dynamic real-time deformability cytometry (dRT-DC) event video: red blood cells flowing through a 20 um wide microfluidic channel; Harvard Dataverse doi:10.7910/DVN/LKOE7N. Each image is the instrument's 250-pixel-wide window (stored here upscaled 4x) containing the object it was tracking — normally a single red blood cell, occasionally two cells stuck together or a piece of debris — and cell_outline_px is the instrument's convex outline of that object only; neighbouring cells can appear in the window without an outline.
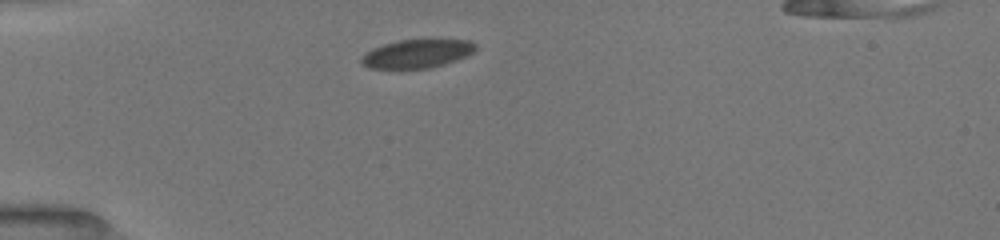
{"species": "common noctule bat (a hibernating species)", "species_latin": "Nyctalus noctula", "temperature_condition": "room temperature", "stored_images_in_passage": 15, "camera_frame_rate_fps": 3000, "um_per_image_px": 0.085, "animal": {"sex": "female", "body_mass_g": 19.5, "forearm_length_mm": 54.1}, "frame": {"image": 1, "passage_image": 1, "time_ms": 0.0, "image_size_px": [1000, 240], "cell_outline_px": [[476, 48], [472, 52], [456, 60], [432, 68], [368, 68], [360, 64], [360, 56], [372, 48], [384, 44], [400, 40], [468, 40], [476, 44]], "centroid_in_image_um": [35.38, 4.57], "position_along_channel_um": 49.6, "area_um2": 18.84}}
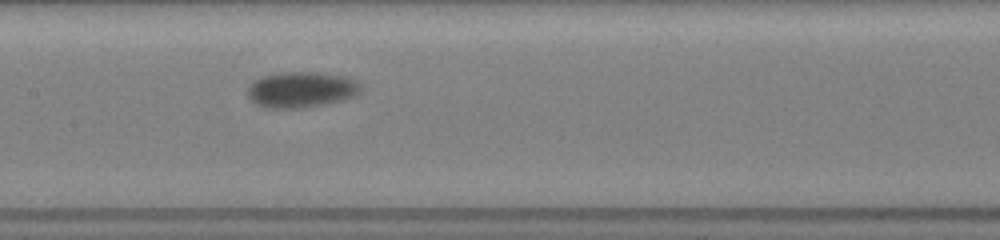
{"frame": {"image": 2, "passage_image": 10, "time_ms": 4.0, "image_size_px": [1000, 240], "cell_outline_px": [[360, 92], [356, 96], [324, 104], [304, 108], [264, 108], [256, 104], [248, 96], [248, 88], [252, 80], [264, 76], [284, 72], [316, 72], [344, 76], [356, 80], [360, 84]], "centroid_in_image_um": [25.6, 7.62], "position_along_channel_um": 181.8, "area_um2": 23.64}}
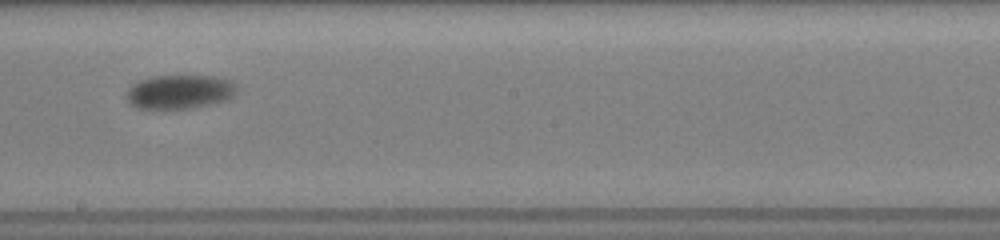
{"frame": {"image": 3, "passage_image": 13, "time_ms": 5.333, "image_size_px": [1000, 240], "cell_outline_px": [[236, 92], [228, 100], [192, 108], [136, 108], [128, 104], [124, 92], [132, 84], [140, 80], [152, 76], [216, 76], [228, 80], [236, 84]], "centroid_in_image_um": [15.22, 7.8], "position_along_channel_um": 233.0, "area_um2": 22.02}}